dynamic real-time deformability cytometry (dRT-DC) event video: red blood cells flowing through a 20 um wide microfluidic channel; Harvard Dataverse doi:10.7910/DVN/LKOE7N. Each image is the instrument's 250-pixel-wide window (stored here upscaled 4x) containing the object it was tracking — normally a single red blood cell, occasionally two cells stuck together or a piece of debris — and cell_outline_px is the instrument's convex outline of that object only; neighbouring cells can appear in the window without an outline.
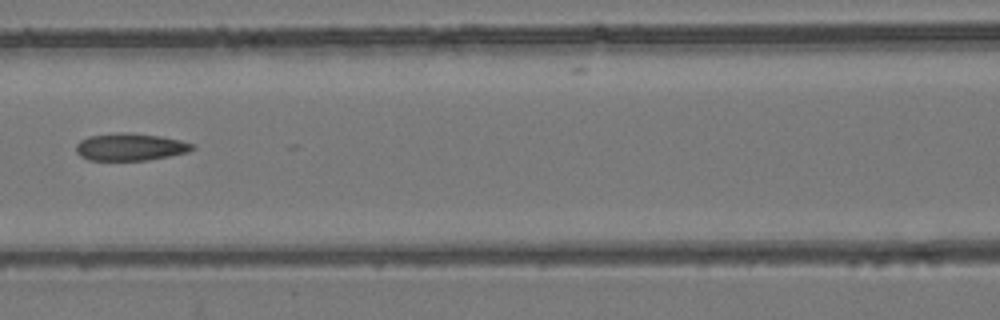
{"species": "common noctule bat (a hibernating species)", "species_latin": "Nyctalus noctula", "temperature_condition": "room temperature", "stored_images_in_passage": 5, "camera_frame_rate_fps": 3000, "um_per_image_px": 0.085, "animal": {"sex": "female", "body_mass_g": 24.6, "forearm_length_mm": 56.2}, "frame": {"image": 1, "passage_image": 3, "time_ms": 0.667, "image_size_px": [1000, 320], "cell_outline_px": [[196, 148], [188, 152], [148, 160], [88, 160], [80, 156], [76, 152], [76, 144], [80, 140], [88, 136], [116, 132], [124, 132], [160, 136], [180, 140], [196, 144]], "centroid_in_image_um": [11.07, 12.48], "position_along_channel_um": 155.5, "area_um2": 18.67}}
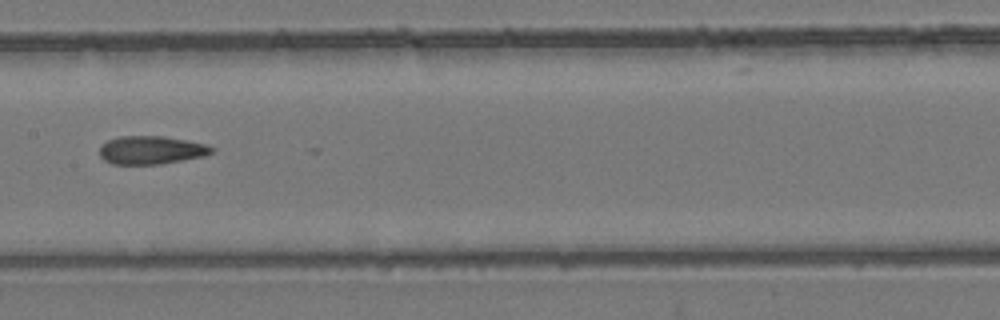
{"frame": {"image": 2, "passage_image": 4, "time_ms": 1.0, "image_size_px": [1000, 320], "cell_outline_px": [[216, 148], [212, 152], [204, 156], [160, 164], [112, 164], [104, 160], [100, 156], [100, 144], [108, 140], [120, 136], [164, 136], [204, 144]], "centroid_in_image_um": [12.82, 12.75], "position_along_channel_um": 194.6, "area_um2": 18.38}}
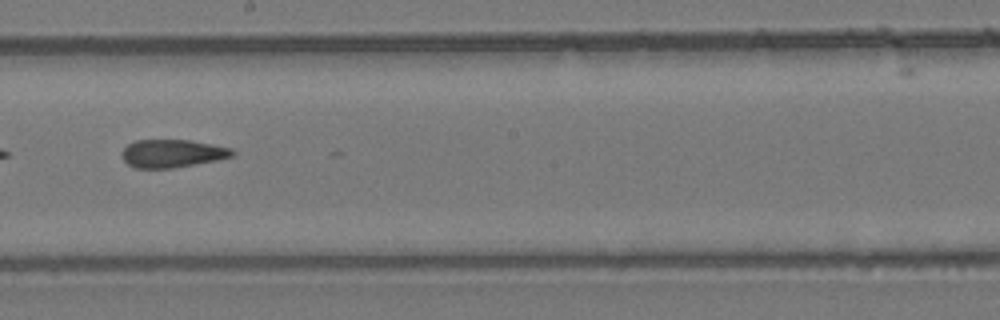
{"frame": {"image": 3, "passage_image": 5, "time_ms": 1.333, "image_size_px": [1000, 320], "cell_outline_px": [[236, 152], [232, 156], [216, 160], [172, 168], [136, 168], [128, 164], [124, 160], [120, 152], [128, 144], [136, 140], [188, 140], [212, 144], [232, 148]], "centroid_in_image_um": [14.63, 13.04], "position_along_channel_um": 233.6, "area_um2": 17.92}}